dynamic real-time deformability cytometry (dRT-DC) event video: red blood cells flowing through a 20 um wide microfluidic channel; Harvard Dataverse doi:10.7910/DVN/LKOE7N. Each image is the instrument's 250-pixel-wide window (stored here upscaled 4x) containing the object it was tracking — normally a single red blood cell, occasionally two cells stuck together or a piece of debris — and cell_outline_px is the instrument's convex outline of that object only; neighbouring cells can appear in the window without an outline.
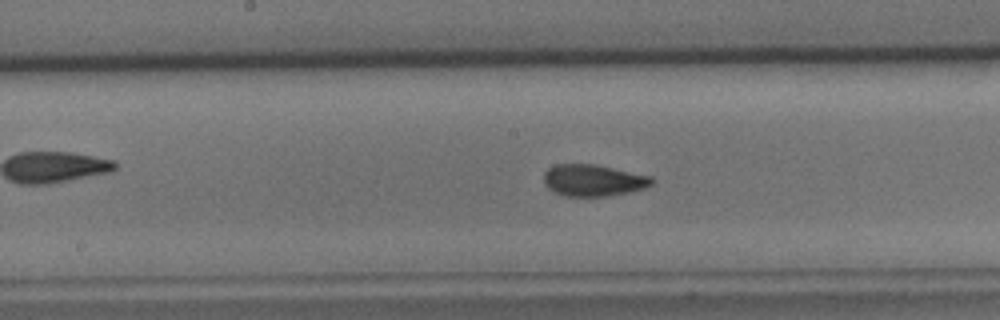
{"species": "common noctule bat (a hibernating species)", "species_latin": "Nyctalus noctula", "temperature_condition": "cold", "stored_images_in_passage": 56, "segment_of_instrument_passage": [1, 2], "camera_frame_rate_fps": 3000, "um_per_image_px": 0.085, "animal": {"sex": "male", "body_mass_g": 15.6}, "frame": {"image": 1, "passage_image": 29, "time_ms": 9.333, "image_size_px": [1000, 320], "cell_outline_px": [[656, 180], [652, 184], [644, 188], [628, 192], [604, 196], [564, 196], [548, 188], [544, 184], [544, 172], [548, 168], [556, 164], [596, 164], [652, 176]], "centroid_in_image_um": [50.44, 15.31], "position_along_channel_um": 197.8, "area_um2": 20.0}}
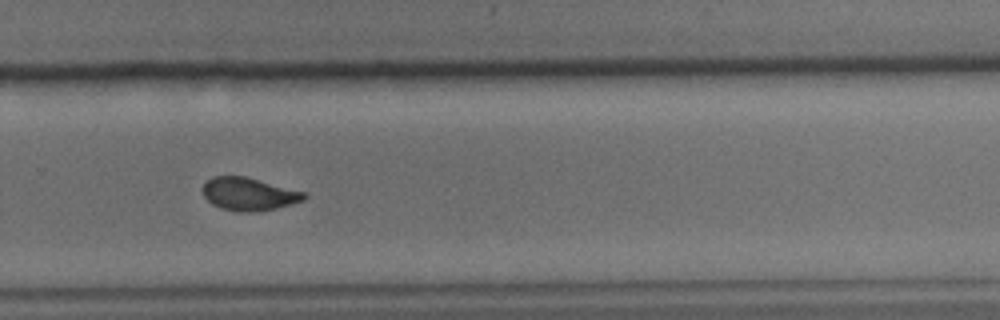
{"frame": {"image": 2, "passage_image": 38, "time_ms": 12.333, "image_size_px": [1000, 320], "cell_outline_px": [[308, 196], [304, 200], [276, 208], [256, 212], [236, 212], [220, 208], [212, 204], [204, 196], [200, 188], [212, 176], [244, 176], [304, 192]], "centroid_in_image_um": [21.11, 16.5], "position_along_channel_um": 308.7, "area_um2": 19.42}}
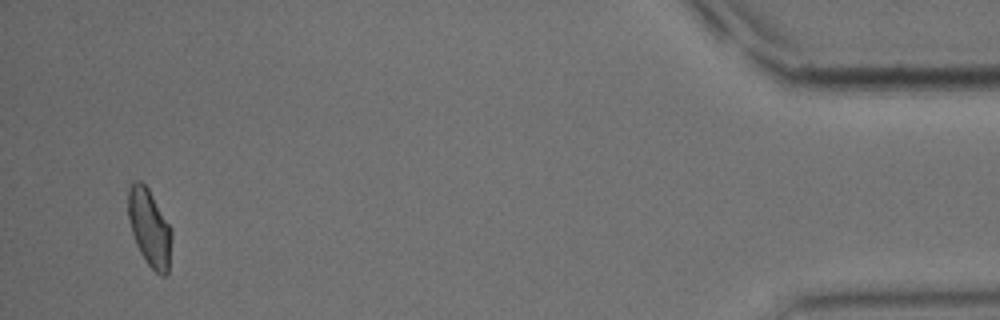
{"frame": {"image": 3, "passage_image": 53, "time_ms": 17.333, "image_size_px": [1000, 320], "cell_outline_px": [[172, 240], [168, 272], [164, 276], [160, 276], [148, 264], [140, 252], [136, 244], [128, 220], [128, 188], [132, 180], [140, 180], [148, 188], [172, 228]], "centroid_in_image_um": [12.71, 19.34], "position_along_channel_um": 422.5, "area_um2": 19.77}}